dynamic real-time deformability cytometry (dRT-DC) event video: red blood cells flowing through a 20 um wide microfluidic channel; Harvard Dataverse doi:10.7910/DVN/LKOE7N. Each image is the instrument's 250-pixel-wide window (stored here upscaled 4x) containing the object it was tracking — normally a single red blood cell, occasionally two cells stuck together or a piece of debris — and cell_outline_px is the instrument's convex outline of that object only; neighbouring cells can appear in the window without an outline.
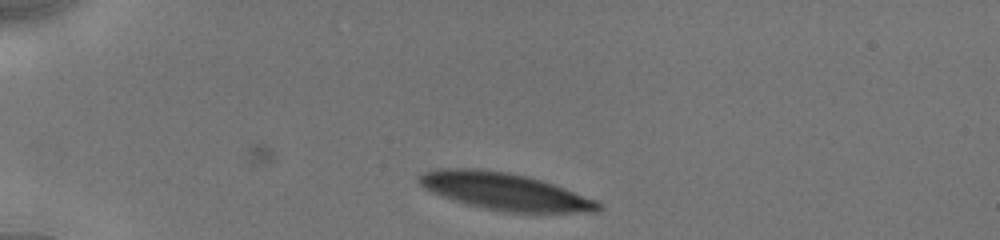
{"species": "human", "species_latin": "Homo sapiens", "temperature_condition": "cold", "stored_images_in_passage": 7, "camera_frame_rate_fps": 3000, "um_per_image_px": 0.085, "donor": {"sex": "male"}, "frame": {"image": 1, "passage_image": 1, "time_ms": 0.0, "image_size_px": [1000, 240], "cell_outline_px": [[600, 212], [504, 212], [468, 204], [432, 192], [424, 188], [416, 180], [424, 172], [440, 168], [472, 168], [508, 172], [528, 176], [564, 188], [596, 200], [600, 204]], "centroid_in_image_um": [42.9, 16.26], "position_along_channel_um": 42.1, "area_um2": 38.21}}
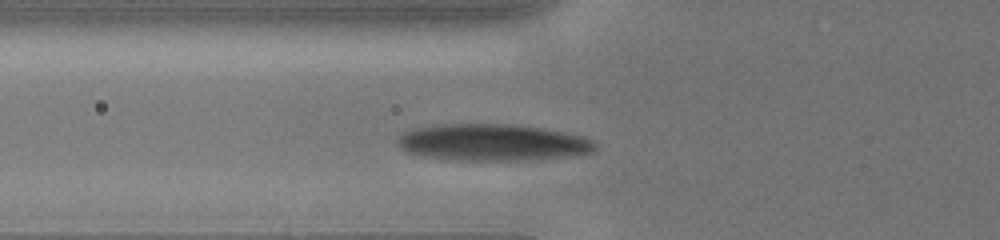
{"frame": {"image": 2, "passage_image": 5, "time_ms": 2.333, "image_size_px": [1000, 240], "cell_outline_px": [[596, 152], [580, 156], [532, 160], [456, 160], [428, 156], [404, 152], [400, 148], [396, 140], [404, 132], [412, 128], [444, 124], [512, 124], [540, 128], [584, 136], [592, 140], [596, 144]], "centroid_in_image_um": [41.93, 12.12], "position_along_channel_um": 83.9, "area_um2": 42.66}}
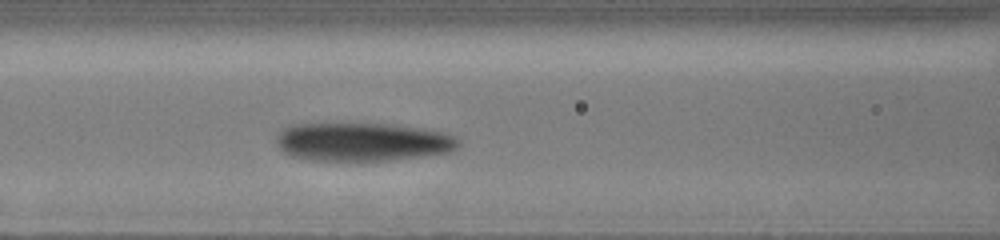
{"frame": {"image": 3, "passage_image": 7, "time_ms": 3.667, "image_size_px": [1000, 240], "cell_outline_px": [[460, 144], [456, 148], [448, 152], [420, 156], [388, 160], [308, 160], [292, 156], [284, 152], [276, 144], [276, 136], [284, 128], [292, 124], [384, 124], [420, 128], [444, 132], [460, 140]], "centroid_in_image_um": [30.78, 12.06], "position_along_channel_um": 135.8, "area_um2": 40.4}}